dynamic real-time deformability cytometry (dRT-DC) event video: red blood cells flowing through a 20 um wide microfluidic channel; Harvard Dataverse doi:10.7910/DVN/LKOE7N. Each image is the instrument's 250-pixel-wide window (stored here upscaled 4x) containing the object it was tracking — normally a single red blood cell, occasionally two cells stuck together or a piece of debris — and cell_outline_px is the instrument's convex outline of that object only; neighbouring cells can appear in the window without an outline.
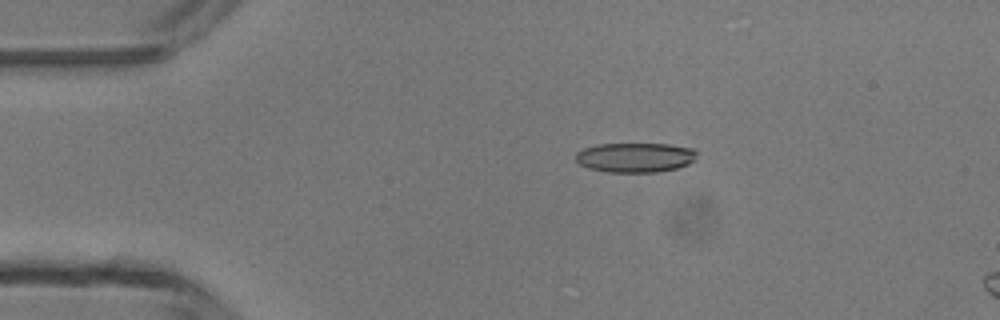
{"species": "common noctule bat (a hibernating species)", "species_latin": "Nyctalus noctula", "temperature_condition": "room temperature", "stored_images_in_passage": 4, "camera_frame_rate_fps": 3000, "um_per_image_px": 0.085, "animal": {"sex": "male", "body_mass_g": 13.3}, "frame": {"image": 1, "passage_image": 2, "time_ms": 1.333, "image_size_px": [1000, 320], "cell_outline_px": [[696, 160], [688, 164], [676, 168], [656, 172], [608, 172], [588, 168], [580, 164], [576, 160], [576, 152], [584, 148], [600, 144], [668, 144], [692, 148], [696, 152]], "centroid_in_image_um": [54.0, 13.38], "position_along_channel_um": 31.0, "area_um2": 20.87}}